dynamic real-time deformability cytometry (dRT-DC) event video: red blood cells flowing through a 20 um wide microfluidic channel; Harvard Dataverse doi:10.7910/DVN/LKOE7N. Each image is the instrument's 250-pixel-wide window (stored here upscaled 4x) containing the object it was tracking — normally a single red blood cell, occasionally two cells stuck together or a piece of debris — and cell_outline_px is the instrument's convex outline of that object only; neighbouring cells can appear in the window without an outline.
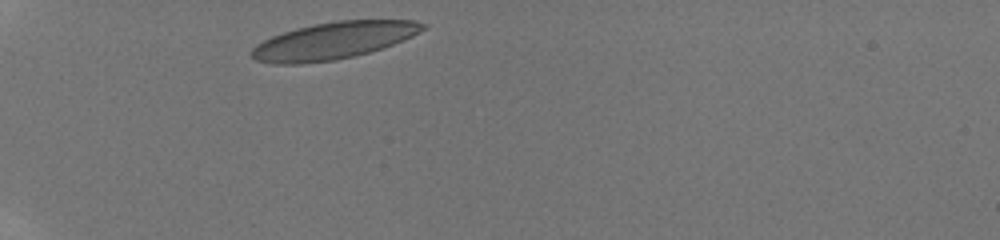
{"species": "human", "species_latin": "Homo sapiens", "temperature_condition": "room temperature", "stored_images_in_passage": 35, "camera_frame_rate_fps": 3000, "um_per_image_px": 0.085, "donor": {"sex": "male"}, "frame": {"image": 1, "passage_image": 1, "time_ms": 0.0, "image_size_px": [1000, 240], "cell_outline_px": [[428, 28], [412, 36], [392, 44], [368, 52], [336, 60], [300, 64], [272, 64], [256, 60], [252, 56], [252, 48], [256, 44], [272, 36], [296, 28], [316, 24], [340, 20], [412, 20], [428, 24]], "centroid_in_image_um": [28.35, 3.45], "position_along_channel_um": 56.6, "area_um2": 36.65}}
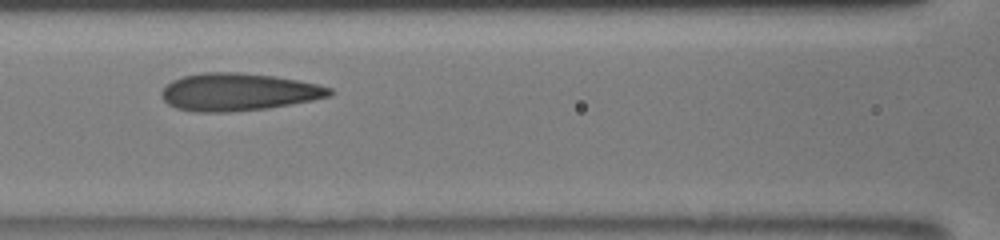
{"frame": {"image": 2, "passage_image": 13, "time_ms": 3.0, "image_size_px": [1000, 240], "cell_outline_px": [[336, 92], [332, 96], [312, 100], [268, 108], [232, 112], [196, 112], [176, 108], [168, 104], [160, 96], [160, 92], [172, 80], [184, 76], [200, 72], [240, 72], [272, 76], [296, 80], [316, 84], [332, 88]], "centroid_in_image_um": [20.25, 7.82], "position_along_channel_um": 146.3, "area_um2": 36.88}}
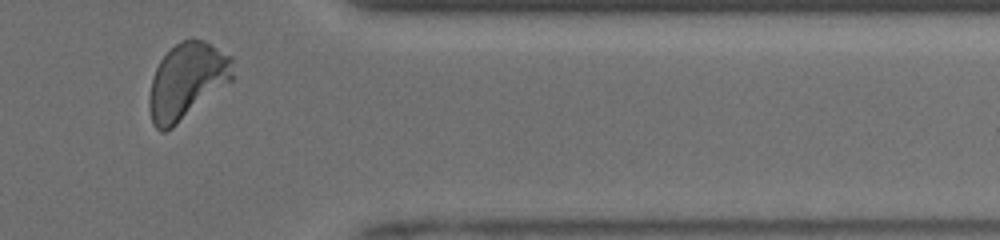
{"frame": {"image": 3, "passage_image": 34, "time_ms": 9.333, "image_size_px": [1000, 240], "cell_outline_px": [[232, 80], [172, 128], [164, 132], [160, 132], [152, 124], [148, 108], [148, 96], [152, 76], [160, 60], [180, 40], [192, 36], [204, 40], [232, 56]], "centroid_in_image_um": [15.85, 6.87], "position_along_channel_um": 395.5, "area_um2": 37.22}, "authors_computed_cell_mechanics": {"area_um2": 36.4718, "velocity_mm_per_s": 4.0417, "shape_relaxation_time_tau1_ms": 3.6423, "shape_relaxation_time_tau2_ms": null, "deformation_change_tau1": 0.1377, "deformation_change_tau2": null}}